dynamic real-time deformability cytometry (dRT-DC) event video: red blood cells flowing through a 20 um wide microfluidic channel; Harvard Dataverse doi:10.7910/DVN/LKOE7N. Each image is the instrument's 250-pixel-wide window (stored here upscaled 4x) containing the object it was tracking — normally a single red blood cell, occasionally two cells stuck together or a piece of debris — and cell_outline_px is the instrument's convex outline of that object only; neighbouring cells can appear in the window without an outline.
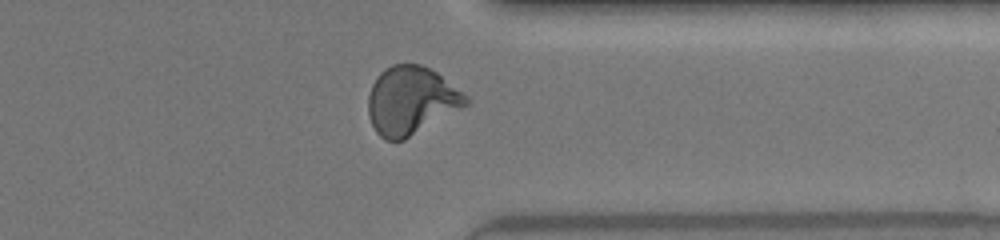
{"species": "human", "species_latin": "Homo sapiens", "temperature_condition": "warm", "stored_images_in_passage": 31, "camera_frame_rate_fps": 3000, "um_per_image_px": 0.085, "donor": {"sex": "female"}, "frame": {"image": 1, "passage_image": 27, "time_ms": 10.333, "image_size_px": [1000, 240], "cell_outline_px": [[472, 100], [468, 104], [404, 140], [384, 140], [376, 132], [372, 124], [368, 112], [368, 96], [372, 84], [380, 72], [384, 68], [392, 64], [420, 64], [436, 72], [468, 96]], "centroid_in_image_um": [34.92, 8.54], "position_along_channel_um": 376.5, "area_um2": 38.55}}